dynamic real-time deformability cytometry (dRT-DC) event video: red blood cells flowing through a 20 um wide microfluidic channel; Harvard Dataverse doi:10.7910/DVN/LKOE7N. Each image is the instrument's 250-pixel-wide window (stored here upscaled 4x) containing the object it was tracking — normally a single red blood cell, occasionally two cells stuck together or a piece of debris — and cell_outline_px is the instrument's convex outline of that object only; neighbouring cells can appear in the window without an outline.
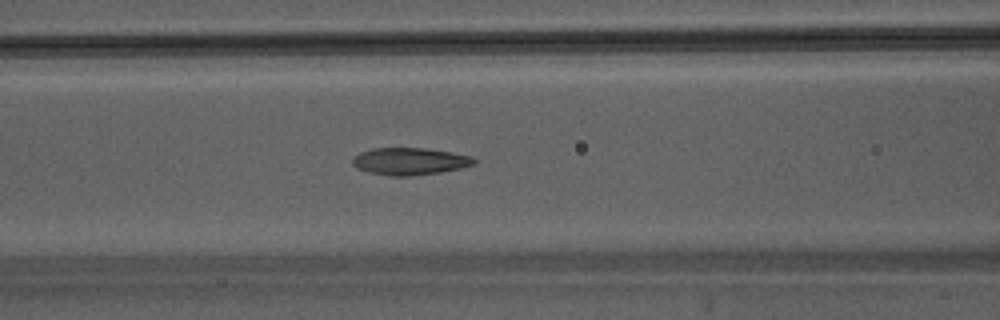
{"species": "Egyptian fruit bat (a non-hibernating species)", "species_latin": "Rousettus aegyptiacus", "temperature_condition": "warm", "stored_images_in_passage": 29, "camera_frame_rate_fps": 3000, "um_per_image_px": 0.085, "animal": {"sex": "male"}, "frame": {"image": 1, "passage_image": 3, "time_ms": 0.667, "image_size_px": [1000, 320], "cell_outline_px": [[476, 164], [460, 168], [440, 172], [408, 176], [392, 176], [368, 172], [356, 168], [352, 164], [352, 160], [360, 152], [372, 148], [424, 148], [452, 152], [472, 156], [476, 160]], "centroid_in_image_um": [34.84, 13.71], "position_along_channel_um": 131.8, "area_um2": 19.25}}
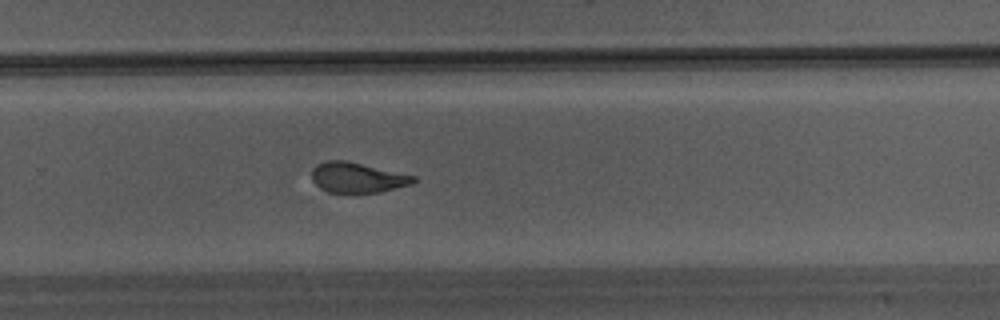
{"frame": {"image": 2, "passage_image": 14, "time_ms": 4.333, "image_size_px": [1000, 320], "cell_outline_px": [[420, 180], [412, 184], [380, 192], [328, 192], [320, 188], [312, 180], [312, 168], [316, 164], [328, 160], [344, 160], [416, 176]], "centroid_in_image_um": [30.39, 15.09], "position_along_channel_um": 299.4, "area_um2": 17.86}}
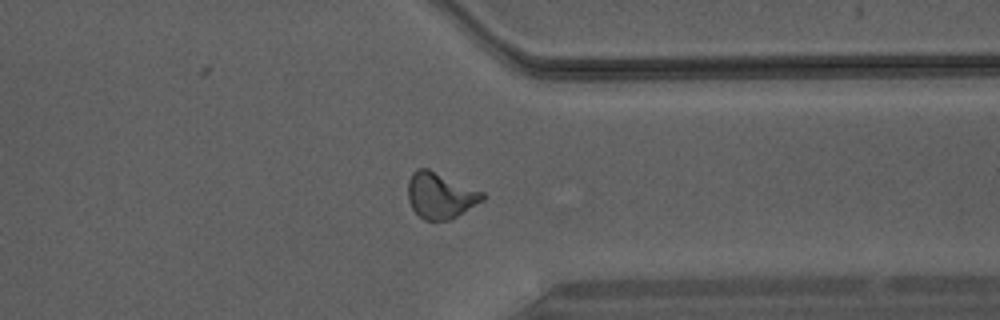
{"frame": {"image": 3, "passage_image": 19, "time_ms": 6.0, "image_size_px": [1000, 320], "cell_outline_px": [[484, 200], [456, 216], [448, 220], [424, 220], [412, 208], [408, 200], [408, 180], [412, 172], [416, 168], [428, 168], [484, 192]], "centroid_in_image_um": [37.41, 16.6], "position_along_channel_um": 374.0, "area_um2": 19.88}}